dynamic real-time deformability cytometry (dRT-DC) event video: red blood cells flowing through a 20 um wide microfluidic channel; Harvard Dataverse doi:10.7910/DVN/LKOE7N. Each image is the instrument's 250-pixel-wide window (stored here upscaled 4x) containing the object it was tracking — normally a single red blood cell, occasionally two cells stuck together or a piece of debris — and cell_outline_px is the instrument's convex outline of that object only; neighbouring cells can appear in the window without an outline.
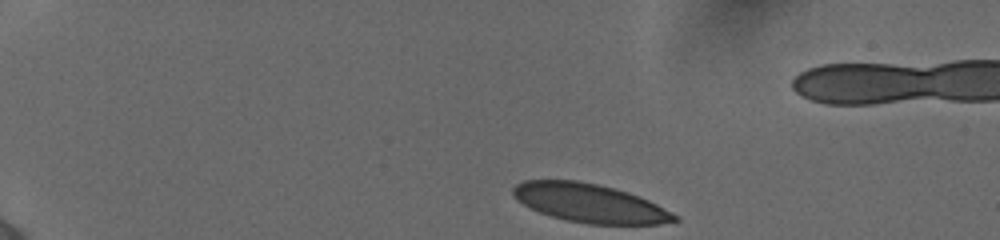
{"species": "human", "species_latin": "Homo sapiens", "temperature_condition": "cold", "stored_images_in_passage": 45, "camera_frame_rate_fps": 3000, "um_per_image_px": 0.085, "donor": {"sex": "female"}, "frame": {"image": 1, "passage_image": 1, "time_ms": 0.0, "image_size_px": [1000, 240], "cell_outline_px": [[680, 220], [660, 224], [588, 224], [568, 220], [552, 216], [540, 212], [516, 200], [512, 196], [512, 188], [516, 184], [524, 180], [576, 180], [596, 184], [628, 192], [640, 196], [680, 216]], "centroid_in_image_um": [50.13, 17.26], "position_along_channel_um": 34.9, "area_um2": 36.24}}
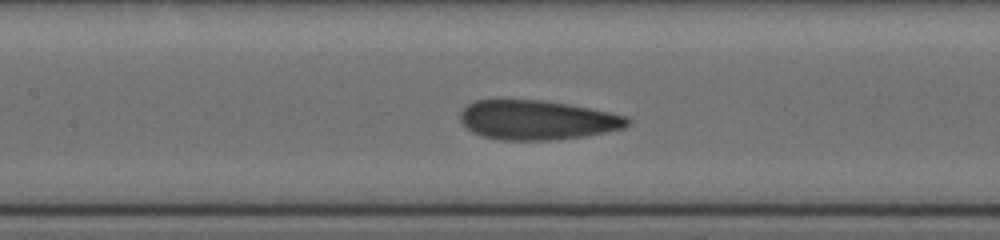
{"frame": {"image": 2, "passage_image": 18, "time_ms": 5.667, "image_size_px": [1000, 240], "cell_outline_px": [[632, 124], [624, 128], [584, 136], [552, 140], [500, 140], [480, 136], [472, 132], [460, 120], [460, 112], [468, 104], [476, 100], [544, 100], [568, 104], [628, 116], [632, 120]], "centroid_in_image_um": [45.67, 10.2], "position_along_channel_um": 161.7, "area_um2": 38.49}}
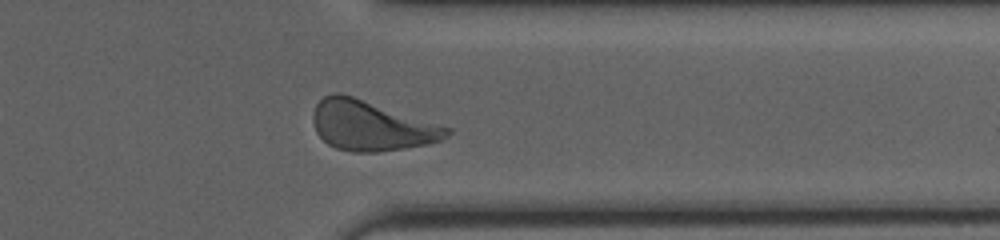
{"frame": {"image": 3, "passage_image": 35, "time_ms": 11.333, "image_size_px": [1000, 240], "cell_outline_px": [[452, 132], [444, 140], [404, 148], [380, 152], [352, 152], [336, 148], [328, 144], [316, 132], [312, 120], [312, 112], [316, 104], [324, 96], [332, 92], [340, 92], [452, 128]], "centroid_in_image_um": [31.54, 10.68], "position_along_channel_um": 379.9, "area_um2": 38.96}}